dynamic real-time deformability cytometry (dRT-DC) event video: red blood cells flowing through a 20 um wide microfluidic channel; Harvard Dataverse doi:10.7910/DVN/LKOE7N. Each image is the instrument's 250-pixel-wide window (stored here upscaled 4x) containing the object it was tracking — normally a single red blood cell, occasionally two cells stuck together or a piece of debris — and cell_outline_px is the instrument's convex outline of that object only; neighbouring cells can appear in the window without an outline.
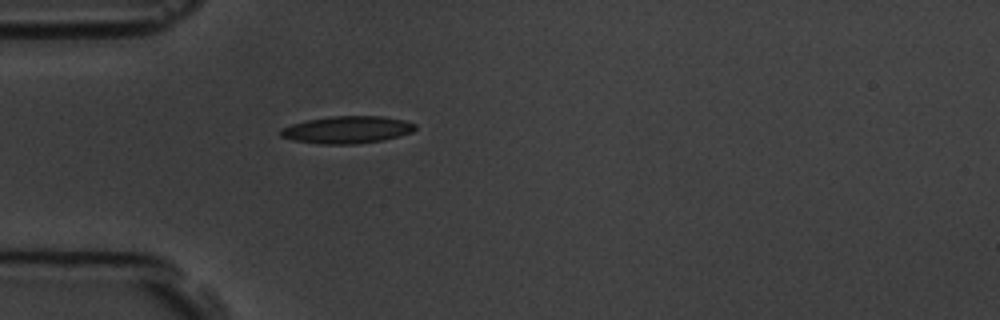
{"species": "common noctule bat (a hibernating species)", "species_latin": "Nyctalus noctula", "temperature_condition": "room temperature", "stored_images_in_passage": 1, "camera_frame_rate_fps": 3000, "um_per_image_px": 0.085, "animal": {"sex": "male", "body_mass_g": 19.5, "forearm_length_mm": 54.6}, "frame": {"image": 1, "passage_image": 1, "time_ms": 0.0, "image_size_px": [1000, 320], "cell_outline_px": [[416, 128], [412, 132], [400, 136], [384, 140], [356, 144], [320, 144], [292, 140], [280, 136], [280, 128], [292, 124], [308, 120], [332, 116], [384, 116], [404, 120], [416, 124]], "centroid_in_image_um": [29.52, 11.03], "position_along_channel_um": 55.5, "area_um2": 21.5}}